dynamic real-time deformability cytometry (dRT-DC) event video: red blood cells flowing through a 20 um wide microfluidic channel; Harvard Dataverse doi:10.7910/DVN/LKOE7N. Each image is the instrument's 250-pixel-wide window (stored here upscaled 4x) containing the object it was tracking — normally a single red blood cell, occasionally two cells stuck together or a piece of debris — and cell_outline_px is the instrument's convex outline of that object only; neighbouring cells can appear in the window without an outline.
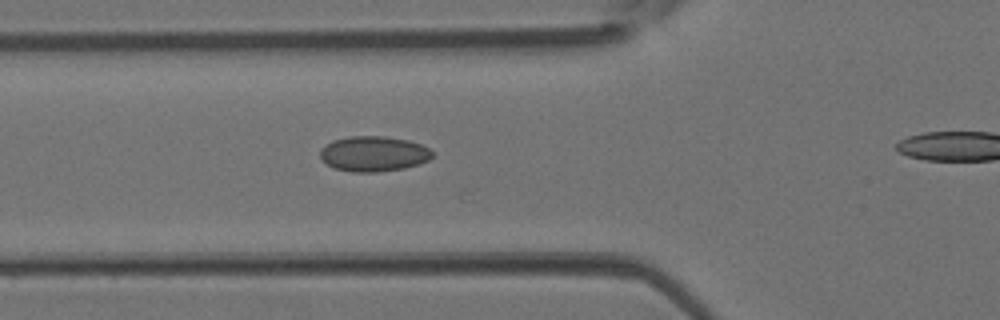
{"species": "Egyptian fruit bat (a non-hibernating species)", "species_latin": "Rousettus aegyptiacus", "temperature_condition": "room temperature", "stored_images_in_passage": 17, "segment_of_instrument_passage": [1, 2], "camera_frame_rate_fps": 3000, "um_per_image_px": 0.085, "animal": {"sex": "female"}, "frame": {"image": 1, "passage_image": 10, "time_ms": 3.0, "image_size_px": [1000, 320], "cell_outline_px": [[432, 156], [428, 160], [420, 164], [404, 168], [376, 172], [352, 172], [332, 168], [320, 156], [320, 148], [332, 140], [348, 136], [384, 136], [408, 140], [420, 144], [428, 148], [432, 152]], "centroid_in_image_um": [31.73, 13.07], "position_along_channel_um": 94.1, "area_um2": 23.12}}
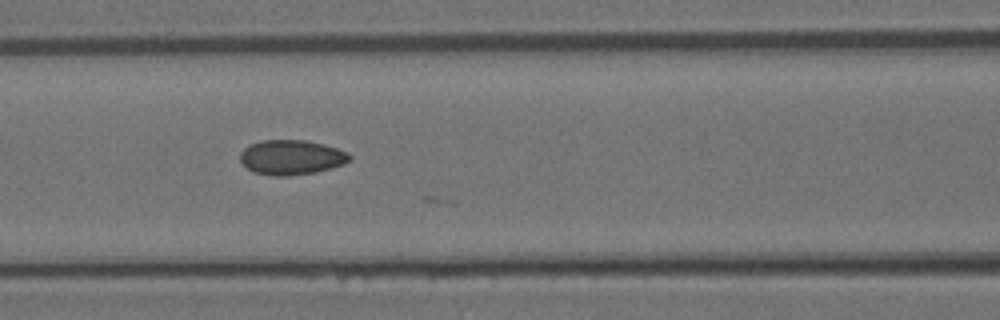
{"frame": {"image": 2, "passage_image": 13, "time_ms": 4.0, "image_size_px": [1000, 320], "cell_outline_px": [[352, 160], [344, 164], [316, 172], [288, 176], [272, 176], [252, 172], [240, 160], [240, 152], [248, 144], [260, 140], [308, 140], [324, 144], [348, 152], [352, 156]], "centroid_in_image_um": [24.77, 13.37], "position_along_channel_um": 141.8, "area_um2": 22.48}}